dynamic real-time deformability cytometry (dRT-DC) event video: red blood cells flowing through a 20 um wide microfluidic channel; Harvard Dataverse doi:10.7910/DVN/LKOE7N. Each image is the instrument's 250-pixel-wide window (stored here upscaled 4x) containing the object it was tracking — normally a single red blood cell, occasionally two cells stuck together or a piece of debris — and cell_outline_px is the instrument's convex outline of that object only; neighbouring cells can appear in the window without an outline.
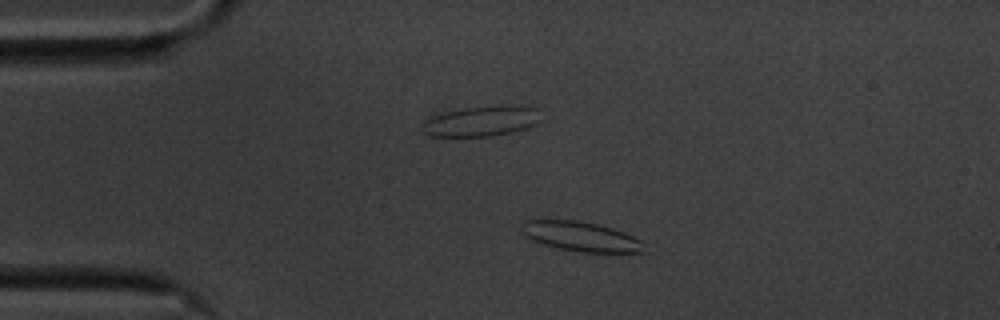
{"species": "common noctule bat (a hibernating species)", "species_latin": "Nyctalus noctula", "temperature_condition": "cold", "stored_images_in_passage": 46, "camera_frame_rate_fps": 3000, "um_per_image_px": 0.085, "animal": {"sex": "male", "body_mass_g": 20.1, "forearm_length_mm": 53.5}, "frame": {"image": 1, "passage_image": 1, "time_ms": 0.0, "image_size_px": [1000, 320], "cell_outline_px": [[648, 252], [580, 252], [560, 248], [544, 244], [532, 240], [520, 232], [520, 224], [524, 220], [576, 220], [596, 224], [612, 228], [624, 232], [640, 240]], "centroid_in_image_um": [49.34, 20.09], "position_along_channel_um": 35.7, "area_um2": 21.1}}
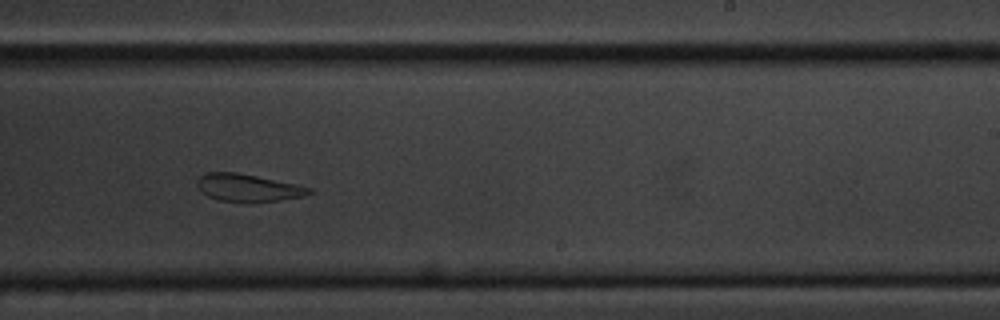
{"frame": {"image": 2, "passage_image": 24, "time_ms": 7.667, "image_size_px": [1000, 320], "cell_outline_px": [[312, 192], [304, 196], [280, 200], [220, 200], [208, 196], [196, 184], [196, 180], [200, 176], [208, 172], [236, 172], [256, 176], [312, 188]], "centroid_in_image_um": [21.06, 15.93], "position_along_channel_um": 267.9, "area_um2": 17.11}}
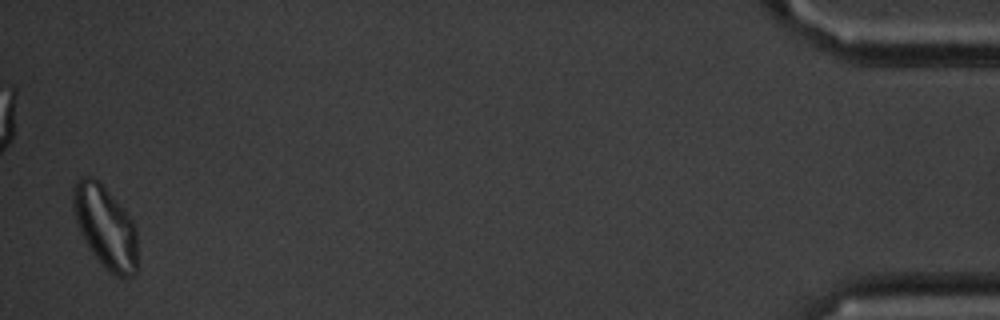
{"frame": {"image": 3, "passage_image": 45, "time_ms": 14.667, "image_size_px": [1000, 320], "cell_outline_px": [[136, 272], [132, 276], [116, 276], [104, 268], [88, 248], [80, 232], [76, 220], [72, 204], [72, 188], [76, 180], [80, 176], [92, 176], [100, 180], [132, 220], [136, 228]], "centroid_in_image_um": [8.92, 19.25], "position_along_channel_um": 426.3, "area_um2": 31.04}, "authors_computed_cell_mechanics": {"area_um2": 19.941, "velocity_mm_per_s": 3.5082, "shape_relaxation_time_tau1_ms": 7.2065, "shape_relaxation_time_tau2_ms": 4.0998, "deformation_change_tau1": 0.1528, "deformation_change_tau2": 0.1147}}